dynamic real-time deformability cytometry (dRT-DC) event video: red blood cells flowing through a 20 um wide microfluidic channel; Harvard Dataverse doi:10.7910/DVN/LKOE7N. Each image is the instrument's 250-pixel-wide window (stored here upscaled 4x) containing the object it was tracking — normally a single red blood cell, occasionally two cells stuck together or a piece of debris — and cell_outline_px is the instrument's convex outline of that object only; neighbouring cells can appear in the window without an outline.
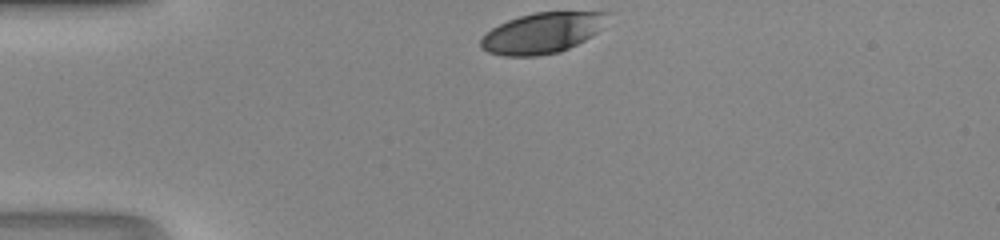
{"species": "human", "species_latin": "Homo sapiens", "temperature_condition": "room temperature", "stored_images_in_passage": 28, "camera_frame_rate_fps": 3000, "um_per_image_px": 0.085, "donor": {"sex": "male"}, "frame": {"image": 1, "passage_image": 1, "time_ms": 0.0, "image_size_px": [1000, 240], "cell_outline_px": [[608, 12], [596, 32], [584, 40], [560, 52], [536, 56], [504, 56], [488, 52], [480, 48], [480, 40], [492, 28], [508, 20], [520, 16], [536, 12]], "centroid_in_image_um": [46.0, 2.82], "position_along_channel_um": 39.0, "area_um2": 29.3}}
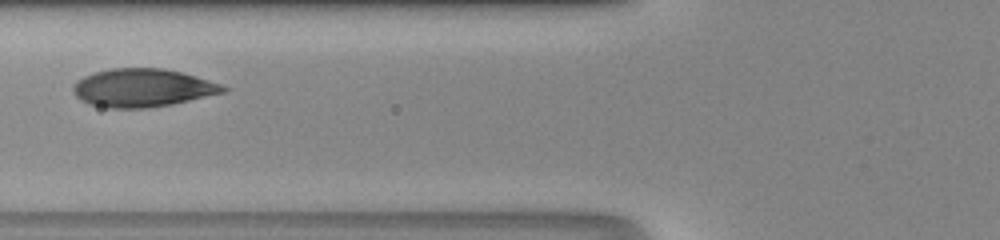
{"frame": {"image": 2, "passage_image": 9, "time_ms": 2.667, "image_size_px": [1000, 240], "cell_outline_px": [[228, 88], [224, 92], [172, 104], [148, 108], [108, 108], [88, 104], [80, 100], [72, 92], [72, 88], [76, 80], [84, 76], [96, 72], [112, 68], [164, 68], [180, 72], [220, 84]], "centroid_in_image_um": [12.05, 7.47], "position_along_channel_um": 113.8, "area_um2": 33.18}}
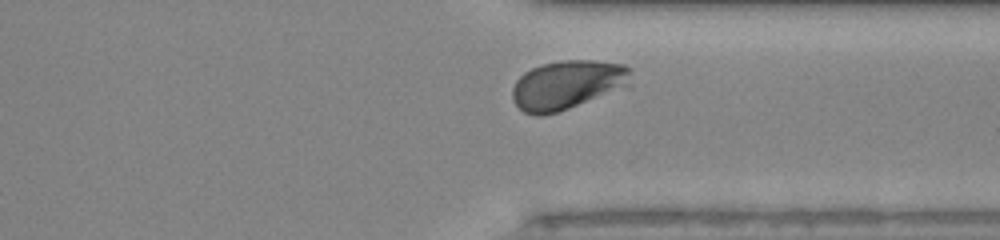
{"frame": {"image": 3, "passage_image": 26, "time_ms": 8.333, "image_size_px": [1000, 240], "cell_outline_px": [[632, 84], [628, 88], [544, 116], [536, 116], [524, 112], [512, 100], [512, 88], [516, 80], [524, 72], [532, 68], [544, 64], [560, 60], [596, 60], [624, 64], [632, 68]], "centroid_in_image_um": [48.29, 7.2], "position_along_channel_um": 363.1, "area_um2": 34.45}}